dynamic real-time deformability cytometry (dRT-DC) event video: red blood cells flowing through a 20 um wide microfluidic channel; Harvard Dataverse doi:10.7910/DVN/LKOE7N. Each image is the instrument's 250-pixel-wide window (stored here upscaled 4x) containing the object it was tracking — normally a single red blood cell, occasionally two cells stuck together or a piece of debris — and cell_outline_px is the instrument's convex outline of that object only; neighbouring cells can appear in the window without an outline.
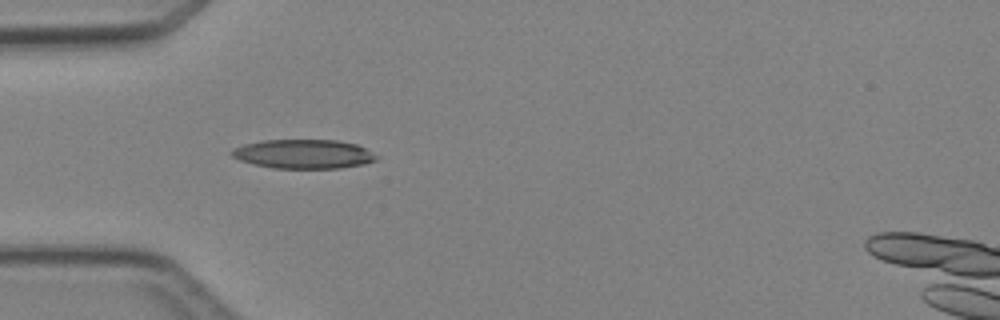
{"species": "Egyptian fruit bat (a non-hibernating species)", "species_latin": "Rousettus aegyptiacus", "temperature_condition": "cold", "stored_images_in_passage": 2, "camera_frame_rate_fps": 3000, "um_per_image_px": 0.085, "animal": {"sex": "female"}, "frame": {"image": 1, "passage_image": 1, "time_ms": 0.0, "image_size_px": [1000, 320], "cell_outline_px": [[380, 156], [376, 160], [364, 164], [340, 168], [272, 168], [252, 164], [240, 160], [232, 156], [232, 148], [244, 144], [264, 140], [336, 140], [356, 144]], "centroid_in_image_um": [25.81, 13.09], "position_along_channel_um": 59.2, "area_um2": 24.57}}